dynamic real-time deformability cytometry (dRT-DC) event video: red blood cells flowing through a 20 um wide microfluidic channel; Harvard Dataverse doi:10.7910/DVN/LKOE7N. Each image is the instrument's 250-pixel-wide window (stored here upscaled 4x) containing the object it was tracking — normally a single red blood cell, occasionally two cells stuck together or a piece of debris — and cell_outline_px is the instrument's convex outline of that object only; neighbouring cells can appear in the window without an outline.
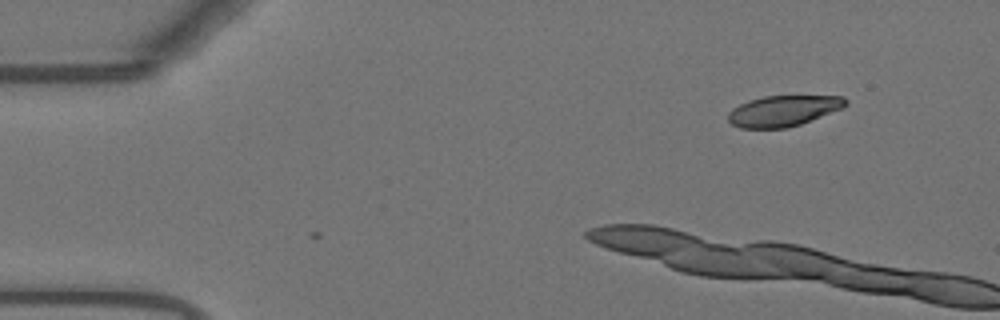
{"species": "Egyptian fruit bat (a non-hibernating species)", "species_latin": "Rousettus aegyptiacus", "temperature_condition": "warm", "stored_images_in_passage": 3, "camera_frame_rate_fps": 3000, "um_per_image_px": 0.085, "animal": {"sex": "female"}, "frame": {"image": 1, "passage_image": 3, "time_ms": 0.667, "image_size_px": [1000, 320], "cell_outline_px": [[848, 104], [844, 108], [800, 124], [784, 128], [740, 128], [732, 124], [728, 120], [728, 112], [732, 108], [748, 100], [764, 96], [844, 96], [848, 100]], "centroid_in_image_um": [66.59, 9.41], "position_along_channel_um": 18.4, "area_um2": 21.15}}